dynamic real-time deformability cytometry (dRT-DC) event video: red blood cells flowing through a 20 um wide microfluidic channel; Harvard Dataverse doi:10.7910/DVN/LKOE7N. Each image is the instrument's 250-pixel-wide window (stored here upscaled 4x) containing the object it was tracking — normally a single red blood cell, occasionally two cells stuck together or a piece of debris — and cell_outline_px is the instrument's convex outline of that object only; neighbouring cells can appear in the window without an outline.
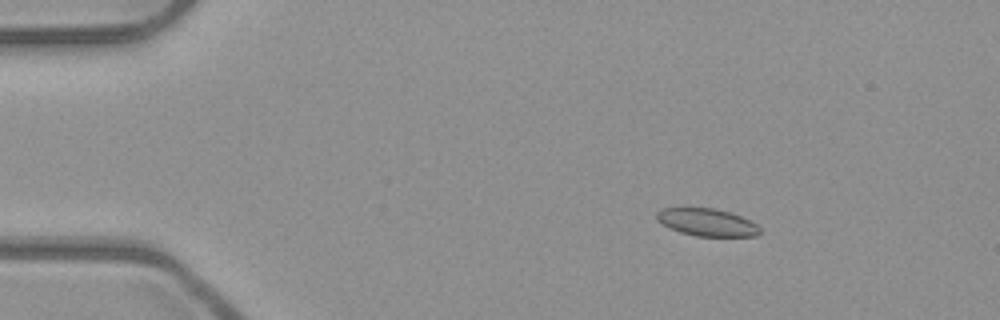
{"species": "common noctule bat (a hibernating species)", "species_latin": "Nyctalus noctula", "temperature_condition": "room temperature", "stored_images_in_passage": 6, "camera_frame_rate_fps": 3000, "um_per_image_px": 0.085, "animal": {"sex": "male", "body_mass_g": 23.1, "forearm_length_mm": 52.7}, "frame": {"image": 1, "passage_image": 3, "time_ms": 0.667, "image_size_px": [1000, 320], "cell_outline_px": [[760, 232], [756, 236], [696, 236], [680, 232], [668, 228], [656, 220], [656, 212], [660, 208], [716, 208], [732, 212], [756, 224], [760, 228]], "centroid_in_image_um": [60.05, 18.89], "position_along_channel_um": 24.9, "area_um2": 16.65}}
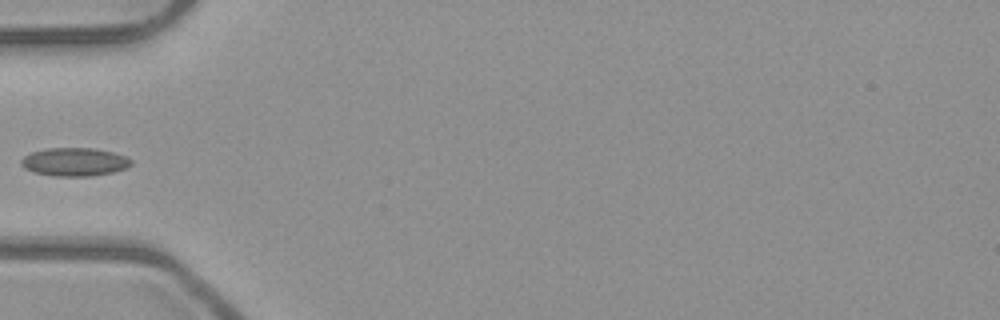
{"frame": {"image": 2, "passage_image": 6, "time_ms": 1.667, "image_size_px": [1000, 320], "cell_outline_px": [[132, 164], [128, 168], [112, 172], [92, 176], [56, 176], [36, 172], [24, 168], [20, 164], [20, 160], [24, 156], [32, 152], [48, 148], [92, 148], [112, 152], [124, 156], [132, 160]], "centroid_in_image_um": [6.34, 13.76], "position_along_channel_um": 78.7, "area_um2": 18.03}}